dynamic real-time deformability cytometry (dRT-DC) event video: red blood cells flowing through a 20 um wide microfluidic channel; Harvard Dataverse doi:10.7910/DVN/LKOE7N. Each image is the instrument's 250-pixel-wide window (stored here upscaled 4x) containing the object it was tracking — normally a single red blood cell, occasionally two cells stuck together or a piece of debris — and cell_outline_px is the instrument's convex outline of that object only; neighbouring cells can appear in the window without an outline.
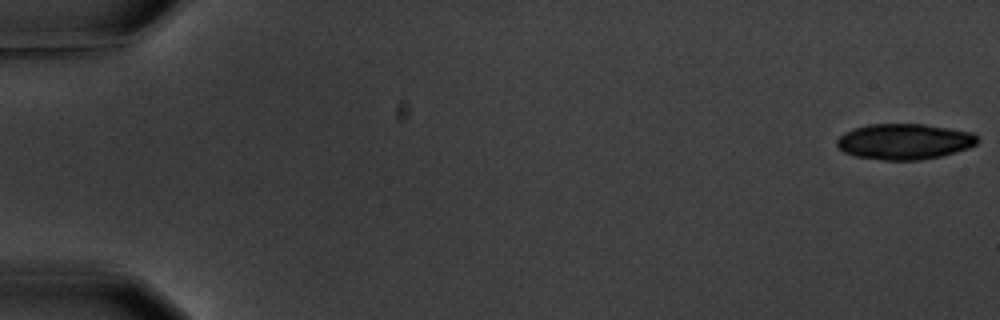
{"species": "common noctule bat (a hibernating species)", "species_latin": "Nyctalus noctula", "temperature_condition": "warm", "stored_images_in_passage": 5, "camera_frame_rate_fps": 3000, "um_per_image_px": 0.085, "animal": {"sex": "male", "body_mass_g": 20.1, "forearm_length_mm": 53.5}, "frame": {"image": 1, "passage_image": 1, "time_ms": 0.0, "image_size_px": [1000, 320], "cell_outline_px": [[980, 140], [976, 144], [968, 148], [956, 152], [940, 156], [920, 160], [884, 160], [856, 156], [844, 152], [836, 144], [836, 140], [844, 132], [852, 128], [868, 124], [924, 124], [972, 132]], "centroid_in_image_um": [76.86, 12.02], "position_along_channel_um": 8.1, "area_um2": 29.3}}